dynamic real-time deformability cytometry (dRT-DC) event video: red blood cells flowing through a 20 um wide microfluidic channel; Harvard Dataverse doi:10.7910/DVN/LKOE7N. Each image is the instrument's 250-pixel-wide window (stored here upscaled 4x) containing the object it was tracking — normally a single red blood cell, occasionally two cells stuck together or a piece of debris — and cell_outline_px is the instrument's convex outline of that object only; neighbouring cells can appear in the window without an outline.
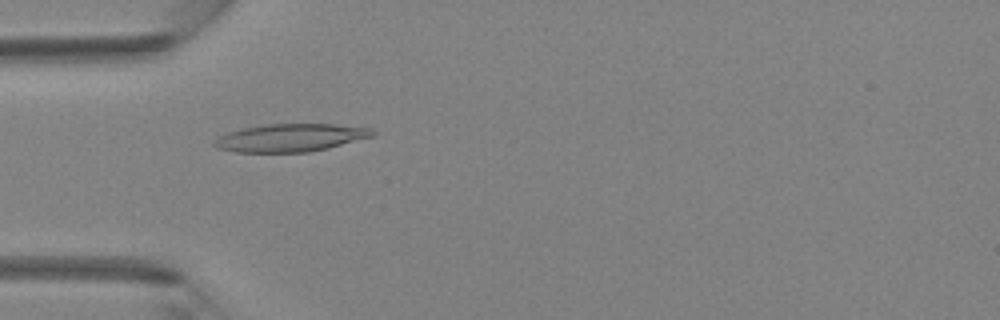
{"species": "Egyptian fruit bat (a non-hibernating species)", "species_latin": "Rousettus aegyptiacus", "temperature_condition": "room temperature", "stored_images_in_passage": 38, "camera_frame_rate_fps": 3000, "um_per_image_px": 0.085, "animal": {"sex": "female"}, "frame": {"image": 1, "passage_image": 9, "time_ms": 2.667, "image_size_px": [1000, 320], "cell_outline_px": [[376, 136], [328, 148], [308, 152], [236, 152], [216, 148], [212, 144], [212, 140], [228, 132], [244, 128], [268, 124], [336, 124], [372, 128], [376, 132]], "centroid_in_image_um": [24.73, 11.71], "position_along_channel_um": 60.3, "area_um2": 25.84}}
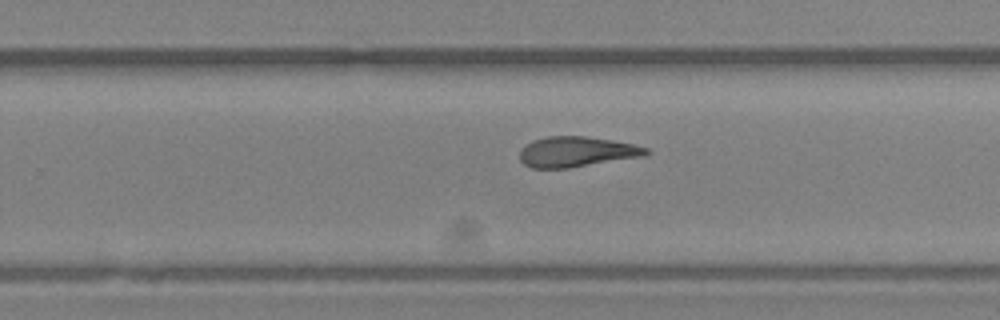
{"frame": {"image": 2, "passage_image": 23, "time_ms": 7.333, "image_size_px": [1000, 320], "cell_outline_px": [[648, 152], [644, 156], [568, 168], [532, 168], [524, 164], [520, 160], [520, 152], [532, 140], [548, 136], [584, 136], [612, 140], [632, 144], [648, 148]], "centroid_in_image_um": [49.0, 12.9], "position_along_channel_um": 280.8, "area_um2": 22.08}}
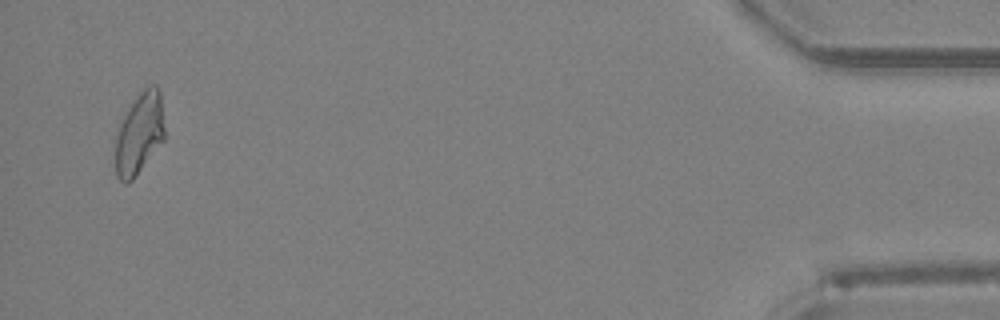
{"frame": {"image": 3, "passage_image": 37, "time_ms": 12.0, "image_size_px": [1000, 320], "cell_outline_px": [[164, 140], [132, 180], [128, 184], [124, 184], [116, 176], [116, 136], [120, 124], [128, 108], [140, 92], [148, 84], [156, 84], [160, 92], [164, 128]], "centroid_in_image_um": [11.85, 11.35], "position_along_channel_um": 423.4, "area_um2": 23.18}}